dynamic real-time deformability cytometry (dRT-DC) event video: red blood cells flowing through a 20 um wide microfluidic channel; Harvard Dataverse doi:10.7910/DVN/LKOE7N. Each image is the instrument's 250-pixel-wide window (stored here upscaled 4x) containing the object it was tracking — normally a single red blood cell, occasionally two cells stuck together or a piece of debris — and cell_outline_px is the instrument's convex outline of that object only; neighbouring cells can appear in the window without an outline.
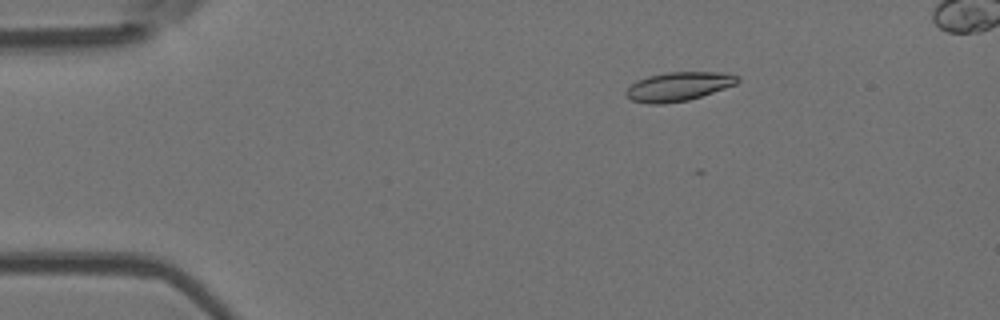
{"species": "Egyptian fruit bat (a non-hibernating species)", "species_latin": "Rousettus aegyptiacus", "temperature_condition": "room temperature", "stored_images_in_passage": 15, "camera_frame_rate_fps": 3000, "um_per_image_px": 0.085, "animal": {"sex": "female"}, "frame": {"image": 1, "passage_image": 3, "time_ms": 0.667, "image_size_px": [1000, 320], "cell_outline_px": [[740, 80], [736, 84], [688, 100], [664, 104], [648, 104], [632, 100], [624, 92], [632, 84], [648, 76], [664, 72], [724, 72], [740, 76]], "centroid_in_image_um": [57.69, 7.34], "position_along_channel_um": 27.3, "area_um2": 18.67}}
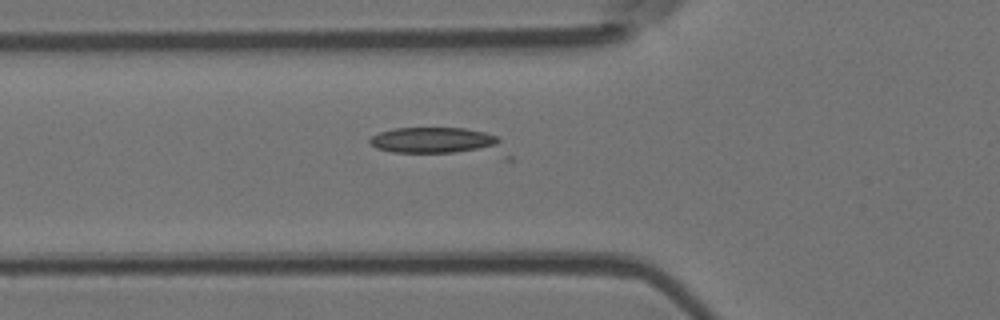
{"frame": {"image": 2, "passage_image": 13, "time_ms": 4.0, "image_size_px": [1000, 320], "cell_outline_px": [[512, 160], [504, 160], [392, 152], [376, 148], [368, 140], [372, 136], [380, 132], [396, 128], [464, 128], [484, 132], [500, 136], [512, 156]], "centroid_in_image_um": [37.63, 12.14], "position_along_channel_um": 88.2, "area_um2": 24.57}}